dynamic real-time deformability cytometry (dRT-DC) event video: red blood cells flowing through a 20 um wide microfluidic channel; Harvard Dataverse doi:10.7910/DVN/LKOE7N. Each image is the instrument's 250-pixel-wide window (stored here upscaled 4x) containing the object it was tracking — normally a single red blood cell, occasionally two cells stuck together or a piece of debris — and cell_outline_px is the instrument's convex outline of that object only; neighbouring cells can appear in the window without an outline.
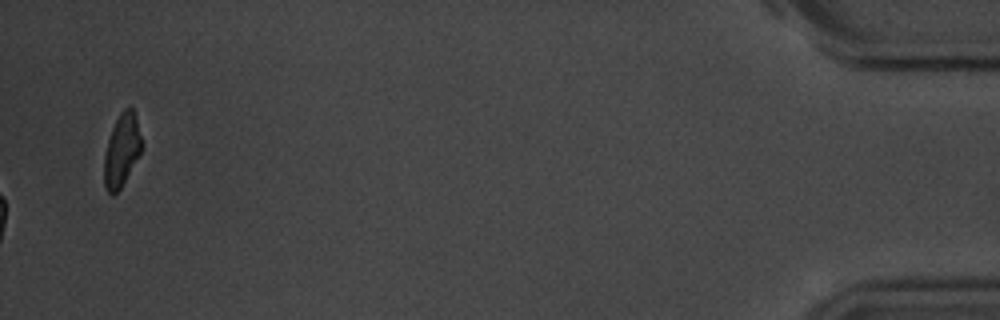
{"species": "common noctule bat (a hibernating species)", "species_latin": "Nyctalus noctula", "temperature_condition": "room temperature", "stored_images_in_passage": 41, "camera_frame_rate_fps": 3000, "um_per_image_px": 0.085, "animal": {"sex": "male", "body_mass_g": 20.1, "forearm_length_mm": 53.5}, "frame": {"image": 1, "passage_image": 41, "time_ms": 13.333, "image_size_px": [1000, 320], "cell_outline_px": [[140, 152], [120, 188], [112, 196], [104, 188], [104, 156], [108, 140], [112, 128], [120, 112], [124, 108], [132, 108], [136, 116], [140, 136]], "centroid_in_image_um": [10.31, 12.77], "position_along_channel_um": 424.9, "area_um2": 15.37}, "authors_computed_cell_mechanics": {"area_um2": 14.7968, "velocity_mm_per_s": 3.6751, "shape_relaxation_time_tau1_ms": 3.3159, "shape_relaxation_time_tau2_ms": 6.1468, "deformation_change_tau1": 0.0855, "deformation_change_tau2": 0.0713}}